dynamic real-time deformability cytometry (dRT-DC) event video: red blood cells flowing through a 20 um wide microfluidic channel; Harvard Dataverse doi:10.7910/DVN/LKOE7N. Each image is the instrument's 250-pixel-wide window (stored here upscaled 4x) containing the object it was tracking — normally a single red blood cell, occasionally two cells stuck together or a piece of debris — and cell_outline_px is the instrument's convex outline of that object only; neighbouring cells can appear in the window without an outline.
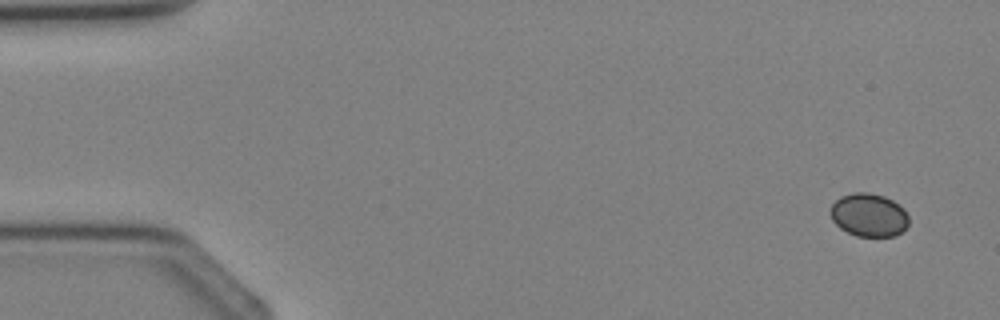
{"species": "Egyptian fruit bat (a non-hibernating species)", "species_latin": "Rousettus aegyptiacus", "temperature_condition": "cold", "stored_images_in_passage": 4, "camera_frame_rate_fps": 3000, "um_per_image_px": 0.085, "animal": {"sex": "female"}, "frame": {"image": 1, "passage_image": 1, "time_ms": 0.0, "image_size_px": [1000, 320], "cell_outline_px": [[908, 224], [896, 236], [856, 236], [840, 228], [832, 220], [828, 212], [832, 204], [840, 196], [856, 192], [868, 192], [884, 196], [892, 200], [904, 208], [908, 216]], "centroid_in_image_um": [73.83, 18.27], "position_along_channel_um": 11.2, "area_um2": 19.83}}
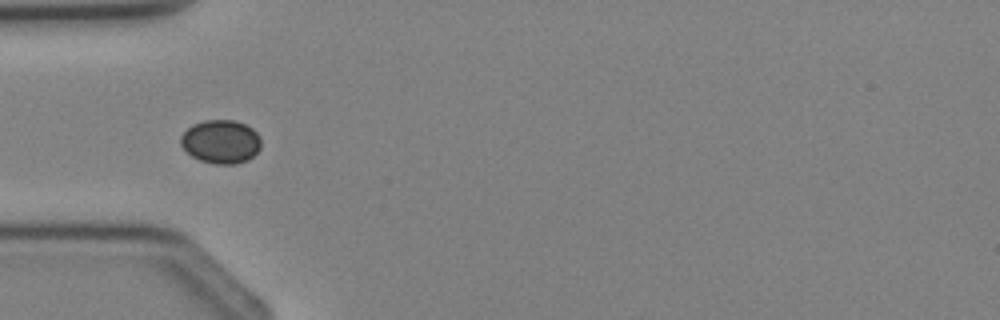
{"frame": {"image": 2, "passage_image": 3, "time_ms": 3.333, "image_size_px": [1000, 320], "cell_outline_px": [[260, 148], [248, 160], [236, 164], [212, 164], [200, 160], [192, 156], [180, 144], [180, 136], [192, 124], [204, 120], [236, 120], [252, 128], [260, 136]], "centroid_in_image_um": [18.77, 12.04], "position_along_channel_um": 66.2, "area_um2": 20.46}}
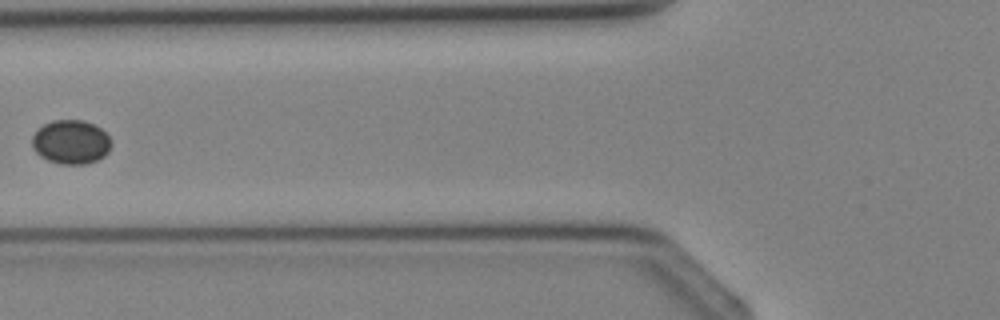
{"frame": {"image": 3, "passage_image": 4, "time_ms": 4.333, "image_size_px": [1000, 320], "cell_outline_px": [[112, 144], [108, 152], [104, 156], [88, 164], [60, 164], [48, 160], [40, 156], [32, 148], [32, 136], [36, 128], [52, 120], [84, 120], [100, 128], [112, 140]], "centroid_in_image_um": [6.01, 12.07], "position_along_channel_um": 119.8, "area_um2": 20.52}}